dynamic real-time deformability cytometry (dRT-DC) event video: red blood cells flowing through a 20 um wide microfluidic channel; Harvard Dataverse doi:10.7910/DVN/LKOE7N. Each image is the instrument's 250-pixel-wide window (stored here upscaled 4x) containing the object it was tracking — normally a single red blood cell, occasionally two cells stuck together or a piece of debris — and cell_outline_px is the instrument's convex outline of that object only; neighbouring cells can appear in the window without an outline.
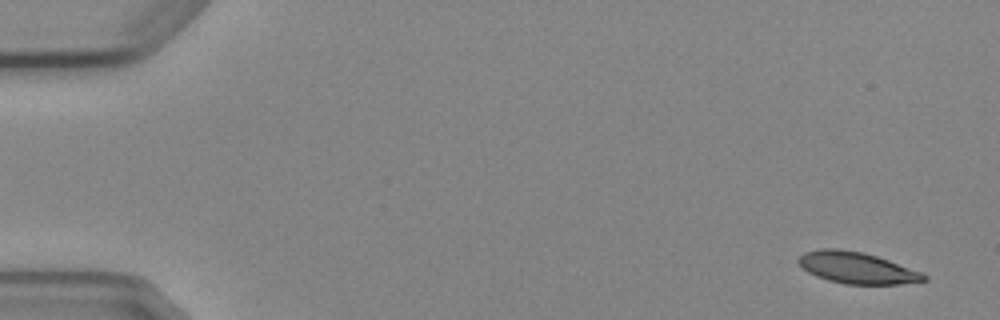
{"species": "Egyptian fruit bat (a non-hibernating species)", "species_latin": "Rousettus aegyptiacus", "temperature_condition": "cold", "stored_images_in_passage": 5, "segment_of_instrument_passage": [1, 2], "camera_frame_rate_fps": 3000, "um_per_image_px": 0.085, "animal": {"sex": "female"}, "frame": {"image": 1, "passage_image": 1, "time_ms": 0.0, "image_size_px": [1000, 320], "cell_outline_px": [[928, 280], [900, 284], [844, 284], [828, 280], [816, 276], [808, 272], [796, 260], [804, 252], [820, 248], [840, 248], [864, 252], [924, 272], [928, 276]], "centroid_in_image_um": [72.85, 22.76], "position_along_channel_um": 12.1, "area_um2": 23.18}}
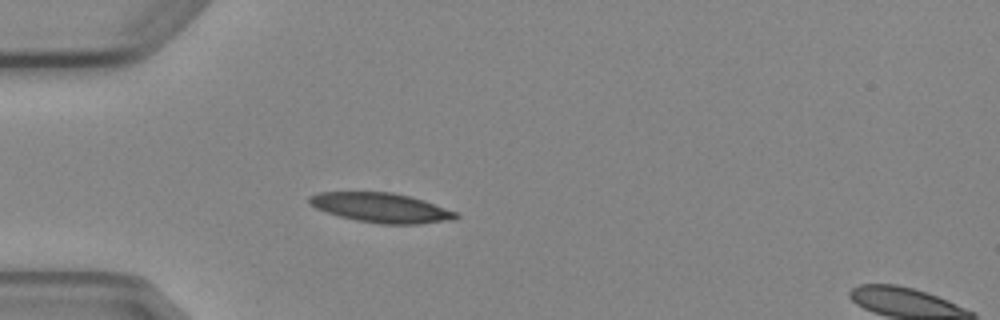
{"frame": {"image": 2, "passage_image": 4, "time_ms": 4.333, "image_size_px": [1000, 320], "cell_outline_px": [[460, 216], [456, 220], [420, 224], [380, 224], [356, 220], [340, 216], [316, 208], [308, 204], [308, 196], [320, 192], [392, 192], [424, 200], [456, 212]], "centroid_in_image_um": [32.41, 17.66], "position_along_channel_um": 52.6, "area_um2": 25.32}}